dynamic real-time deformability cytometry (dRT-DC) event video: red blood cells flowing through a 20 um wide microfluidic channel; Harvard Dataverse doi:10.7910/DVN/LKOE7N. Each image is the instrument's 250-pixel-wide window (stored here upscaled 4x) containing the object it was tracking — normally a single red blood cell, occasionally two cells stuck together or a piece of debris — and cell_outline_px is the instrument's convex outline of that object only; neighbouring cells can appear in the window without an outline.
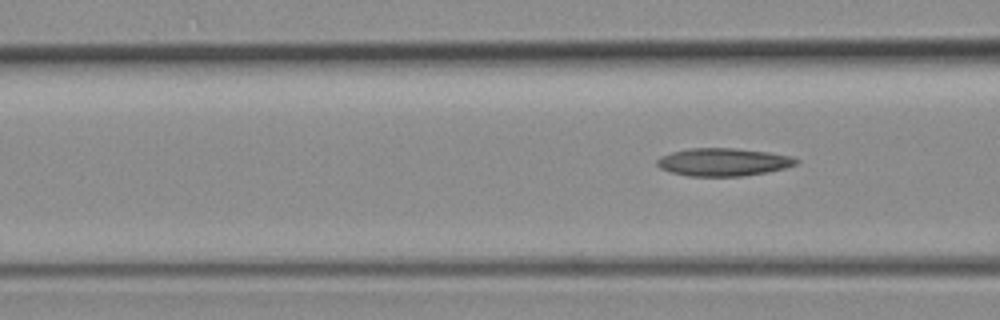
{"species": "common noctule bat (a hibernating species)", "species_latin": "Nyctalus noctula", "temperature_condition": "room temperature", "stored_images_in_passage": 6, "segment_of_instrument_passage": [2, 2], "camera_frame_rate_fps": 3000, "um_per_image_px": 0.085, "animal": {"sex": "female", "body_mass_g": 19.3, "forearm_length_mm": 54.1}, "frame": {"image": 1, "passage_image": 6, "time_ms": 1.667, "image_size_px": [1000, 320], "cell_outline_px": [[800, 160], [796, 164], [784, 168], [768, 172], [744, 176], [688, 176], [672, 172], [660, 168], [656, 164], [656, 160], [660, 156], [672, 152], [688, 148], [736, 148], [768, 152], [792, 156]], "centroid_in_image_um": [61.48, 13.77], "position_along_channel_um": 105.1, "area_um2": 22.66}}